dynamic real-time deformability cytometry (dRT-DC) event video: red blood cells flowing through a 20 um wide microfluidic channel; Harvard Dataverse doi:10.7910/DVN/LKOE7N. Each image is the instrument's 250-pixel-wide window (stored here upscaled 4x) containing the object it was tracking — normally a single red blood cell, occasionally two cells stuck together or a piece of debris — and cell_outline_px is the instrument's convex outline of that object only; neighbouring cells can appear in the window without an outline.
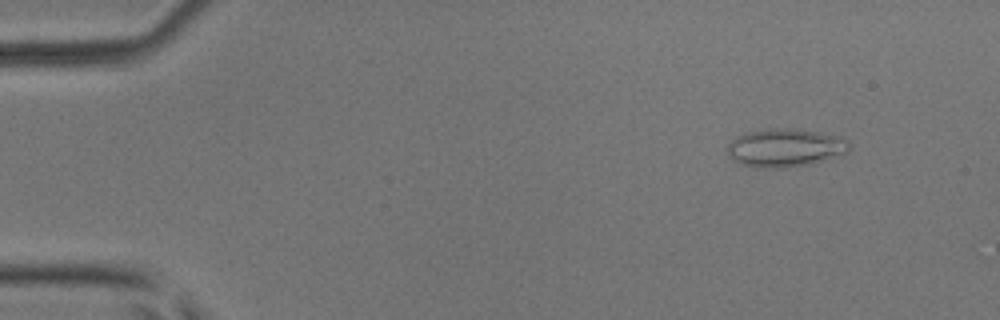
{"species": "common noctule bat (a hibernating species)", "species_latin": "Nyctalus noctula", "temperature_condition": "room temperature", "stored_images_in_passage": 4, "camera_frame_rate_fps": 3000, "um_per_image_px": 0.085, "animal": {"sex": "male", "body_mass_g": 17.9, "forearm_length_mm": 54.2}, "frame": {"image": 1, "passage_image": 2, "time_ms": 0.333, "image_size_px": [1000, 320], "cell_outline_px": [[848, 152], [808, 164], [780, 168], [768, 168], [740, 164], [732, 160], [728, 156], [724, 148], [736, 136], [744, 132], [760, 128], [796, 128], [844, 136], [848, 140]], "centroid_in_image_um": [66.68, 12.52], "position_along_channel_um": 18.3, "area_um2": 27.57}}